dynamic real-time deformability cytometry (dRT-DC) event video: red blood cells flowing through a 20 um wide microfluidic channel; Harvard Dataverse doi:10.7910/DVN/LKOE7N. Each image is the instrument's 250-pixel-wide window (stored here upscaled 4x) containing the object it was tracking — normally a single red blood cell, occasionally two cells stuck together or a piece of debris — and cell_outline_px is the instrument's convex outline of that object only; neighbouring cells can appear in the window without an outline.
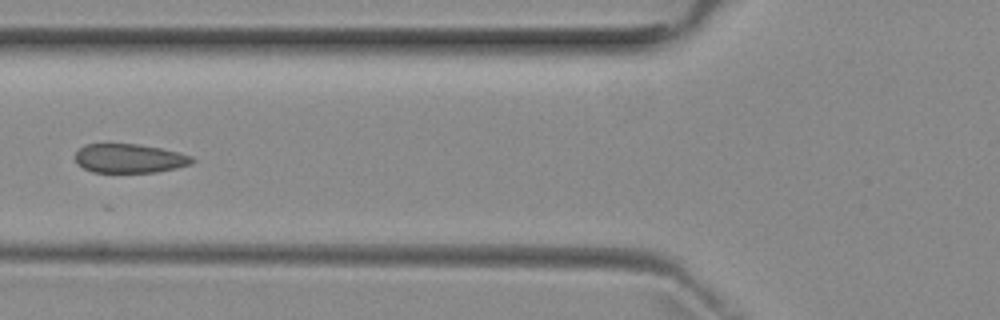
{"species": "common noctule bat (a hibernating species)", "species_latin": "Nyctalus noctula", "temperature_condition": "room temperature", "stored_images_in_passage": 5, "camera_frame_rate_fps": 3000, "um_per_image_px": 0.085, "animal": {"sex": "female", "body_mass_g": 29.2, "forearm_length_mm": 56.3}, "frame": {"image": 1, "passage_image": 5, "time_ms": 4.667, "image_size_px": [1000, 320], "cell_outline_px": [[196, 160], [192, 164], [176, 168], [156, 172], [92, 172], [76, 164], [76, 152], [84, 144], [136, 144], [160, 148], [180, 152], [192, 156]], "centroid_in_image_um": [11.02, 13.46], "position_along_channel_um": 114.8, "area_um2": 19.83}}